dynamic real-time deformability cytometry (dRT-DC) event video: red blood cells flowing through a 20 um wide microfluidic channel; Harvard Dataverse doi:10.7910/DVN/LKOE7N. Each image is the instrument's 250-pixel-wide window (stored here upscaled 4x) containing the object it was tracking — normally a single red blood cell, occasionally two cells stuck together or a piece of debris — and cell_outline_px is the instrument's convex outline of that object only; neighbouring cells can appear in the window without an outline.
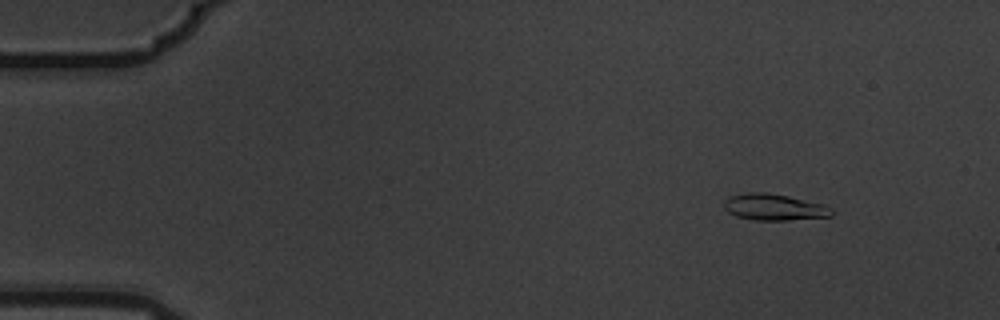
{"species": "common noctule bat (a hibernating species)", "species_latin": "Nyctalus noctula", "temperature_condition": "warm", "stored_images_in_passage": 6, "camera_frame_rate_fps": 3000, "um_per_image_px": 0.085, "animal": {"sex": "male", "body_mass_g": 19.5, "forearm_length_mm": 54.6}, "frame": {"image": 1, "passage_image": 2, "time_ms": 0.333, "image_size_px": [1000, 320], "cell_outline_px": [[832, 216], [788, 220], [752, 220], [736, 216], [728, 212], [724, 208], [724, 200], [732, 196], [748, 192], [764, 192], [788, 196], [824, 204], [832, 208]], "centroid_in_image_um": [65.8, 17.61], "position_along_channel_um": 19.2, "area_um2": 16.53}}
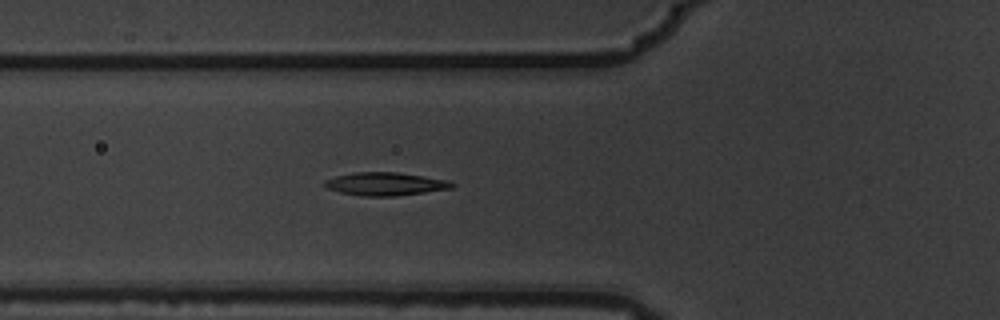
{"frame": {"image": 2, "passage_image": 6, "time_ms": 1.667, "image_size_px": [1000, 320], "cell_outline_px": [[456, 184], [452, 188], [396, 196], [360, 196], [340, 192], [328, 188], [324, 184], [324, 180], [336, 176], [352, 172], [396, 172], [448, 180]], "centroid_in_image_um": [32.74, 15.63], "position_along_channel_um": 93.1, "area_um2": 17.05}}